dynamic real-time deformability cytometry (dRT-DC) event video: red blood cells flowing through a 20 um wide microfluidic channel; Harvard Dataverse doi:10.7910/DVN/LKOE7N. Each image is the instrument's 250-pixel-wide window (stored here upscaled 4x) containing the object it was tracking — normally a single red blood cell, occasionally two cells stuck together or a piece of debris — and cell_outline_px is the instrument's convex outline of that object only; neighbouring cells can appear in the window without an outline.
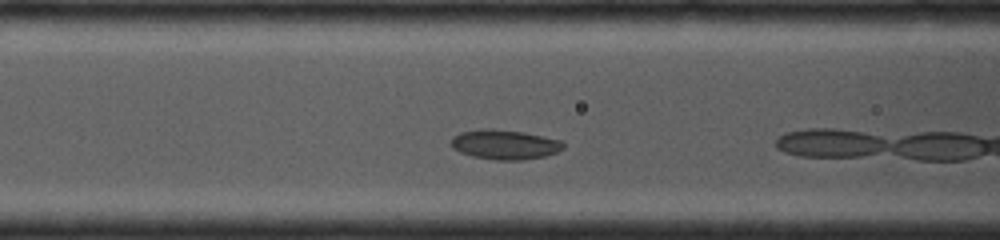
{"species": "common noctule bat (a hibernating species)", "species_latin": "Nyctalus noctula", "temperature_condition": "cold", "stored_images_in_passage": 20, "camera_frame_rate_fps": 4000, "um_per_image_px": 0.085, "animal": {"sex": "female", "body_mass_g": 19.0, "forearm_length_mm": 53.3}, "frame": {"image": 1, "passage_image": 7, "time_ms": 1.0, "image_size_px": [1000, 240], "cell_outline_px": [[564, 148], [556, 152], [544, 156], [524, 160], [496, 160], [472, 156], [460, 152], [452, 148], [452, 140], [460, 132], [524, 132], [564, 140]], "centroid_in_image_um": [43.02, 12.35], "position_along_channel_um": 123.6, "area_um2": 18.44}}